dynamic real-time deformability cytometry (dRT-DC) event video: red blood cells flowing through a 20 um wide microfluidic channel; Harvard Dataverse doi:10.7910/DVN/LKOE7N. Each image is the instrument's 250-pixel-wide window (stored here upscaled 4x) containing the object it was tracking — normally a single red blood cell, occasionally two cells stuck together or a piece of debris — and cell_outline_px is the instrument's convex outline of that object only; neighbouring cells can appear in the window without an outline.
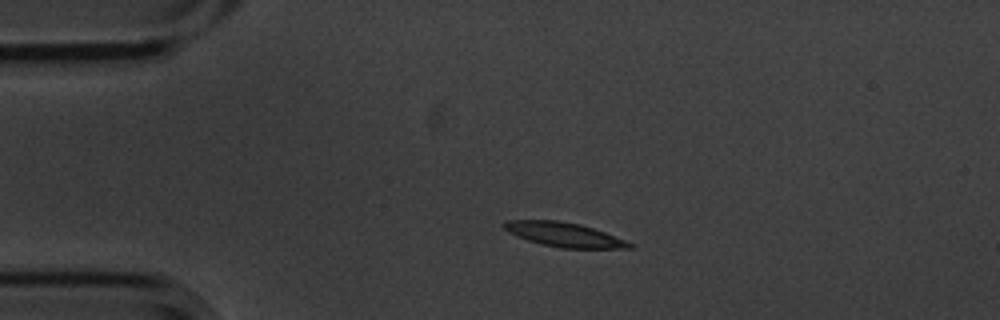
{"species": "common noctule bat (a hibernating species)", "species_latin": "Nyctalus noctula", "temperature_condition": "cold", "stored_images_in_passage": 4, "camera_frame_rate_fps": 3000, "um_per_image_px": 0.085, "animal": {"sex": "male", "body_mass_g": 20.1, "forearm_length_mm": 53.5}, "frame": {"image": 1, "passage_image": 3, "time_ms": 0.667, "image_size_px": [1000, 320], "cell_outline_px": [[632, 248], [560, 248], [540, 244], [516, 236], [508, 232], [504, 228], [504, 220], [556, 220], [580, 224], [604, 232], [624, 240], [632, 244]], "centroid_in_image_um": [47.89, 19.94], "position_along_channel_um": 37.1, "area_um2": 17.57}}